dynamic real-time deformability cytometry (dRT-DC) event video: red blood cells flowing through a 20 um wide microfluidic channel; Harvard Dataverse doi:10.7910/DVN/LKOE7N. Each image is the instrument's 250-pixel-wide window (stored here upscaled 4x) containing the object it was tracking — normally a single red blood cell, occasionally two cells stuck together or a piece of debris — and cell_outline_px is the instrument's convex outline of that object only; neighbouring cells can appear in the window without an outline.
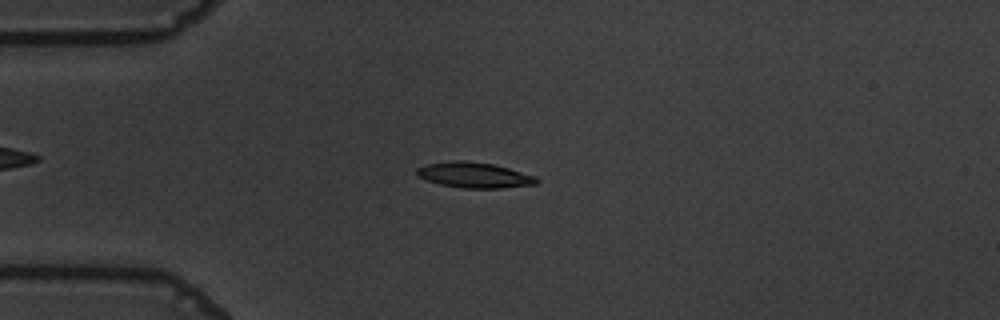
{"species": "common noctule bat (a hibernating species)", "species_latin": "Nyctalus noctula", "temperature_condition": "warm", "stored_images_in_passage": 55, "camera_frame_rate_fps": 3000, "um_per_image_px": 0.085, "animal": {"sex": "male", "body_mass_g": 19.5, "forearm_length_mm": 54.6}, "frame": {"image": 1, "passage_image": 14, "time_ms": 4.333, "image_size_px": [1000, 320], "cell_outline_px": [[540, 180], [536, 184], [500, 188], [464, 188], [440, 184], [416, 176], [416, 168], [424, 164], [452, 160], [460, 160], [492, 164], [508, 168], [536, 176]], "centroid_in_image_um": [40.28, 14.87], "position_along_channel_um": 44.7, "area_um2": 17.8}}
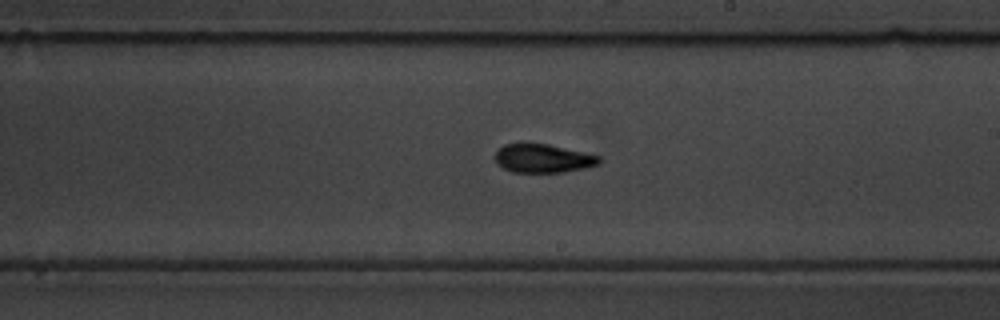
{"frame": {"image": 2, "passage_image": 32, "time_ms": 10.333, "image_size_px": [1000, 320], "cell_outline_px": [[600, 164], [584, 168], [564, 172], [512, 172], [496, 164], [496, 152], [504, 144], [548, 144], [600, 156]], "centroid_in_image_um": [46.16, 13.47], "position_along_channel_um": 242.8, "area_um2": 17.11}}
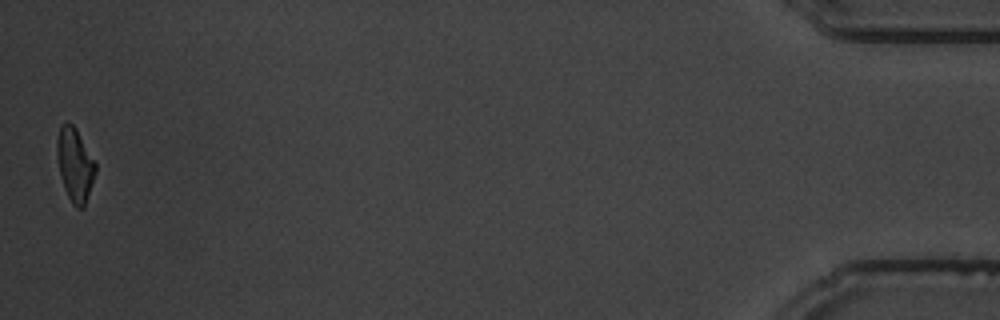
{"frame": {"image": 3, "passage_image": 55, "time_ms": 18.0, "image_size_px": [1000, 320], "cell_outline_px": [[96, 172], [84, 208], [76, 208], [72, 204], [64, 188], [60, 176], [56, 152], [56, 140], [60, 128], [64, 124], [72, 124], [76, 128], [96, 164]], "centroid_in_image_um": [6.36, 14.04], "position_along_channel_um": 428.8, "area_um2": 16.36}, "authors_computed_cell_mechanics": {"area_um2": 17.1088, "velocity_mm_per_s": 3.6271, "shape_relaxation_time_tau1_ms": 4.0741, "shape_relaxation_time_tau2_ms": 5.9694, "deformation_change_tau1": 0.207, "deformation_change_tau2": 0.1317}}